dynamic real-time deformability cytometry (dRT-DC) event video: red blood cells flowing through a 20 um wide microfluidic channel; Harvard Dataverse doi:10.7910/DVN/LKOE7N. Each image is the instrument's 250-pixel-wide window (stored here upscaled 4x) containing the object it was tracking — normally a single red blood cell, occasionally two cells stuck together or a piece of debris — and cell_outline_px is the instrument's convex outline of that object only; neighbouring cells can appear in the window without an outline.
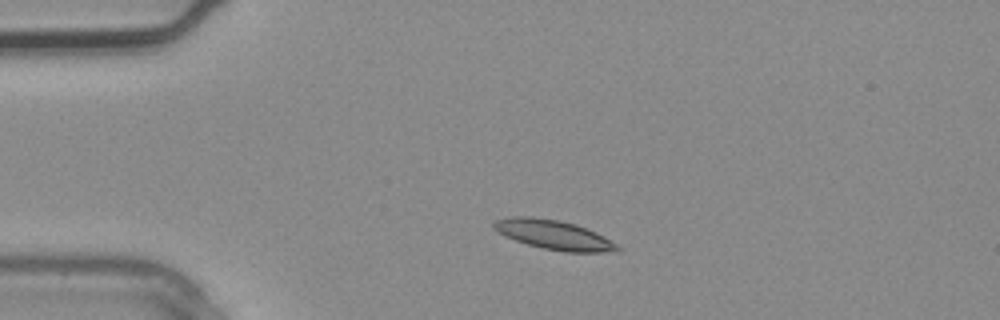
{"species": "common noctule bat (a hibernating species)", "species_latin": "Nyctalus noctula", "temperature_condition": "warm", "stored_images_in_passage": 3, "camera_frame_rate_fps": 3000, "um_per_image_px": 0.085, "animal": {"sex": "male", "body_mass_g": 20.4}, "frame": {"image": 1, "passage_image": 2, "time_ms": 0.333, "image_size_px": [1000, 320], "cell_outline_px": [[624, 248], [616, 252], [564, 252], [544, 248], [528, 244], [504, 236], [492, 228], [492, 224], [496, 220], [516, 216], [532, 216], [560, 220], [576, 224], [596, 232], [604, 236]], "centroid_in_image_um": [47.11, 19.96], "position_along_channel_um": 37.9, "area_um2": 21.33}}